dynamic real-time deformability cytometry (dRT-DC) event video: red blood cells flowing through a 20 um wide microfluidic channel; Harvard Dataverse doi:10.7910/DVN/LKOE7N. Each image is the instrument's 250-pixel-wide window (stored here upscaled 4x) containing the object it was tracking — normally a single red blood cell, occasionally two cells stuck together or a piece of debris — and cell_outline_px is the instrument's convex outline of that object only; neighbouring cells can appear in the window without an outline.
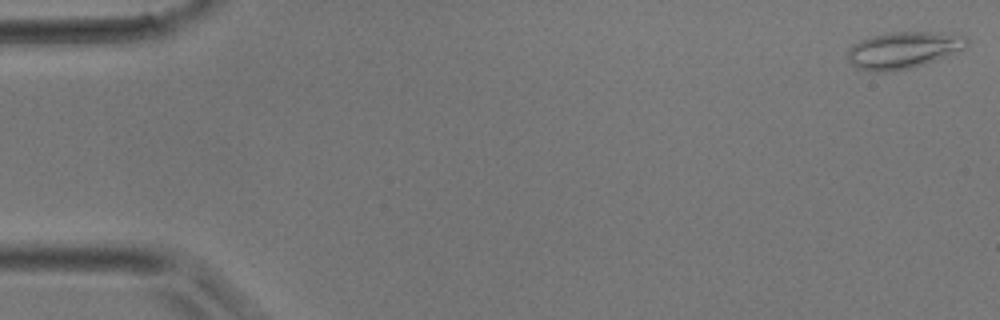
{"species": "common noctule bat (a hibernating species)", "species_latin": "Nyctalus noctula", "temperature_condition": "room temperature", "stored_images_in_passage": 9, "camera_frame_rate_fps": 3000, "um_per_image_px": 0.085, "animal": {"sex": "male", "body_mass_g": 17.9}, "frame": {"image": 1, "passage_image": 1, "time_ms": 0.0, "image_size_px": [1000, 320], "cell_outline_px": [[968, 44], [964, 48], [924, 64], [908, 68], [888, 72], [868, 72], [856, 68], [848, 60], [848, 48], [852, 44], [860, 40], [872, 36], [888, 32], [940, 32], [964, 36], [968, 40]], "centroid_in_image_um": [76.72, 4.26], "position_along_channel_um": 8.3, "area_um2": 25.43}}